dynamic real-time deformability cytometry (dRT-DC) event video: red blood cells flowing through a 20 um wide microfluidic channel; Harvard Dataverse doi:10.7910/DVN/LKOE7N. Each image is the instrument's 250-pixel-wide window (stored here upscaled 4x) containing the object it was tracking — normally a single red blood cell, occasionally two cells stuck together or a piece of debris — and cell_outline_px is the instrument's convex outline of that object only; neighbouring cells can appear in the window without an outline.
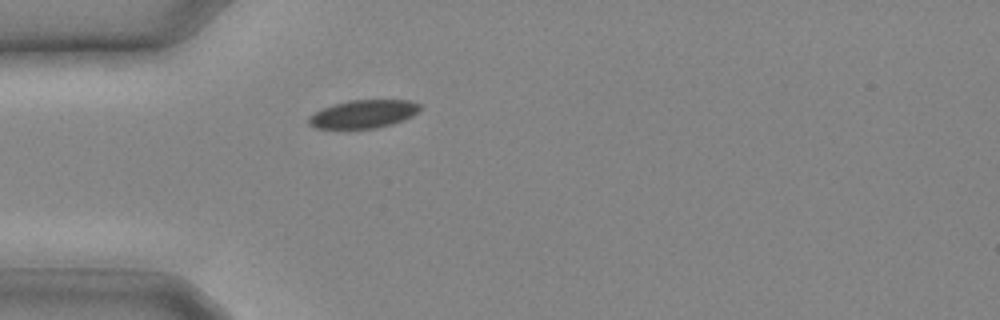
{"species": "common noctule bat (a hibernating species)", "species_latin": "Nyctalus noctula", "temperature_condition": "cold", "stored_images_in_passage": 10, "camera_frame_rate_fps": 3000, "um_per_image_px": 0.085, "animal": {"sex": "male", "body_mass_g": 20.4}, "frame": {"image": 1, "passage_image": 1, "time_ms": 0.0, "image_size_px": [1000, 320], "cell_outline_px": [[420, 108], [412, 116], [404, 120], [392, 124], [376, 128], [316, 128], [308, 124], [308, 116], [324, 108], [348, 100], [408, 100], [420, 104]], "centroid_in_image_um": [30.89, 9.69], "position_along_channel_um": 54.1, "area_um2": 18.03}}
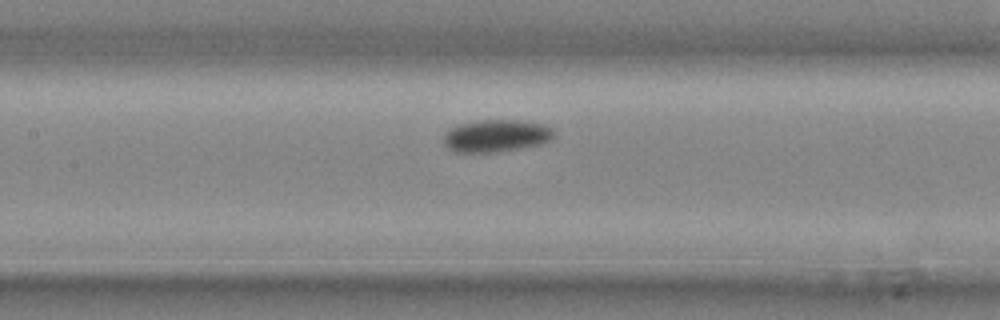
{"frame": {"image": 2, "passage_image": 6, "time_ms": 1.667, "image_size_px": [1000, 320], "cell_outline_px": [[552, 140], [544, 144], [496, 152], [456, 152], [448, 148], [444, 144], [444, 132], [448, 128], [456, 124], [480, 120], [516, 120], [544, 124], [552, 128]], "centroid_in_image_um": [42.15, 11.54], "position_along_channel_um": 165.3, "area_um2": 20.98}}
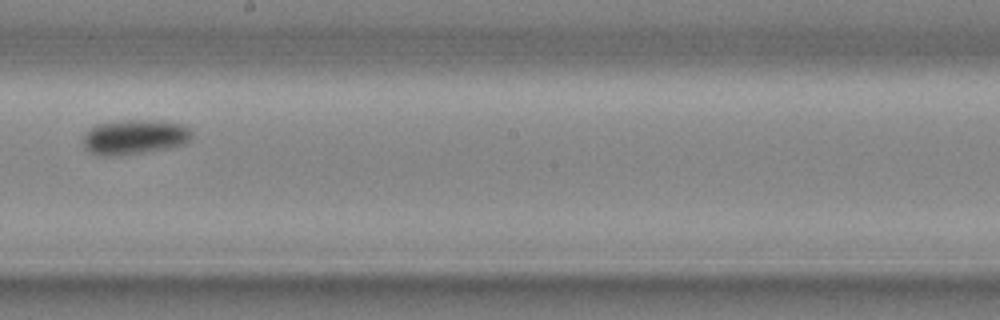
{"frame": {"image": 3, "passage_image": 9, "time_ms": 2.667, "image_size_px": [1000, 320], "cell_outline_px": [[192, 136], [184, 144], [168, 148], [116, 156], [96, 156], [88, 152], [84, 148], [84, 136], [96, 124], [128, 120], [156, 120], [184, 124], [192, 132]], "centroid_in_image_um": [11.43, 11.65], "position_along_channel_um": 236.8, "area_um2": 22.02}}